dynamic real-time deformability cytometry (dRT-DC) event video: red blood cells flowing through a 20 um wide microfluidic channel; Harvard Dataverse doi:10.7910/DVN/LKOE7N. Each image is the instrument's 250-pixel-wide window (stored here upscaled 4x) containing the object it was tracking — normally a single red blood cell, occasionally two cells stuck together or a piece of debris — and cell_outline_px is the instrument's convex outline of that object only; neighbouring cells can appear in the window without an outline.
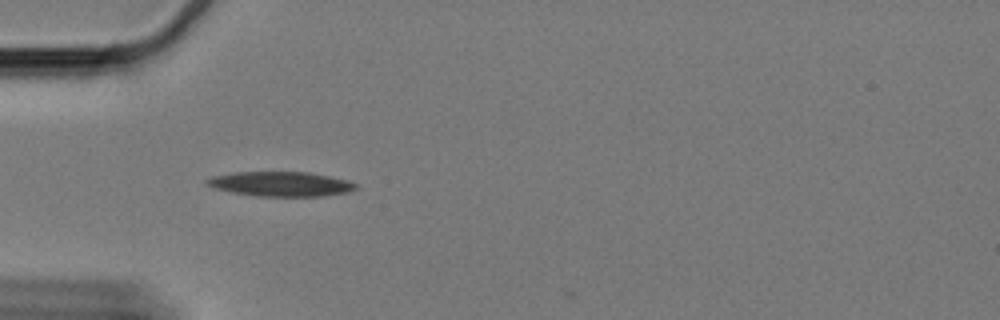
{"species": "Egyptian fruit bat (a non-hibernating species)", "species_latin": "Rousettus aegyptiacus", "temperature_condition": "cold", "stored_images_in_passage": 45, "camera_frame_rate_fps": 3000, "um_per_image_px": 0.085, "animal": {"sex": "female"}, "frame": {"image": 1, "passage_image": 1, "time_ms": 0.0, "image_size_px": [1000, 320], "cell_outline_px": [[360, 188], [348, 192], [324, 196], [260, 196], [232, 192], [216, 188], [204, 184], [204, 180], [212, 176], [236, 172], [308, 172], [328, 176], [344, 180], [356, 184]], "centroid_in_image_um": [23.85, 15.64], "position_along_channel_um": 61.2, "area_um2": 21.27}}
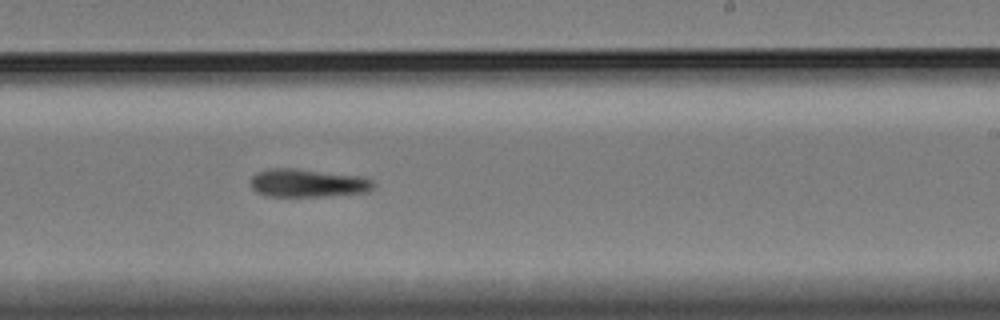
{"frame": {"image": 2, "passage_image": 20, "time_ms": 6.333, "image_size_px": [1000, 320], "cell_outline_px": [[372, 188], [368, 192], [324, 196], [268, 196], [256, 192], [252, 188], [252, 176], [256, 172], [272, 168], [296, 168], [360, 176], [372, 180]], "centroid_in_image_um": [26.13, 15.55], "position_along_channel_um": 262.9, "area_um2": 20.0}}
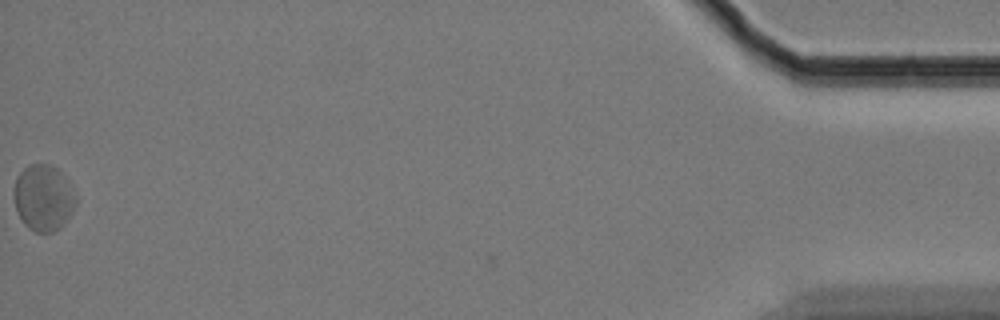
{"frame": {"image": 3, "passage_image": 44, "time_ms": 14.333, "image_size_px": [1000, 320], "cell_outline_px": [[76, 204], [72, 212], [60, 228], [52, 232], [36, 232], [28, 228], [24, 224], [16, 208], [12, 192], [16, 176], [28, 164], [52, 164], [60, 172], [76, 192]], "centroid_in_image_um": [3.68, 16.8], "position_along_channel_um": 431.5, "area_um2": 24.04}}